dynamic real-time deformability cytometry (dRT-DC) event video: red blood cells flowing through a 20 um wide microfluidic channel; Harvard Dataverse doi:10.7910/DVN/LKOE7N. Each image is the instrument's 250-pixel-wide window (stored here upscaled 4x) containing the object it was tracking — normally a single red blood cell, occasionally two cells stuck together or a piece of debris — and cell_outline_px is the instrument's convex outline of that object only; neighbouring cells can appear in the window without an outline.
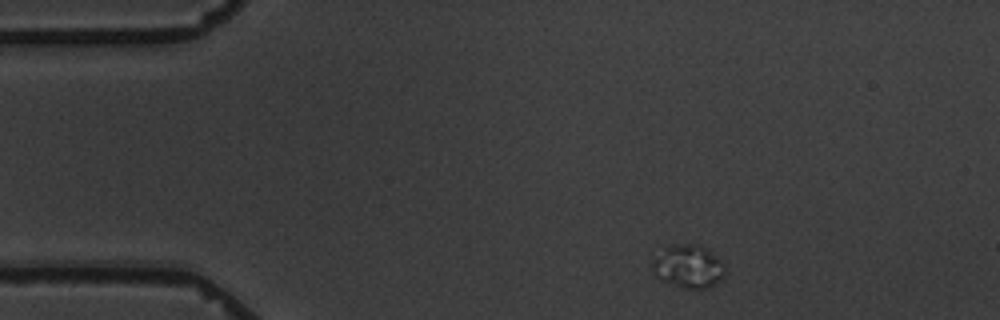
{"species": "common noctule bat (a hibernating species)", "species_latin": "Nyctalus noctula", "temperature_condition": "warm", "stored_images_in_passage": 3, "camera_frame_rate_fps": 3000, "um_per_image_px": 0.085, "animal": {"sex": "male", "body_mass_g": 19.5, "forearm_length_mm": 54.6}, "frame": {"image": 1, "passage_image": 1, "time_ms": 0.0, "image_size_px": [1000, 320], "cell_outline_px": [[724, 276], [716, 284], [708, 288], [684, 288], [664, 280], [656, 276], [652, 268], [652, 260], [672, 244], [700, 244], [720, 260], [724, 264]], "centroid_in_image_um": [58.53, 22.65], "position_along_channel_um": 26.5, "area_um2": 17.86}}